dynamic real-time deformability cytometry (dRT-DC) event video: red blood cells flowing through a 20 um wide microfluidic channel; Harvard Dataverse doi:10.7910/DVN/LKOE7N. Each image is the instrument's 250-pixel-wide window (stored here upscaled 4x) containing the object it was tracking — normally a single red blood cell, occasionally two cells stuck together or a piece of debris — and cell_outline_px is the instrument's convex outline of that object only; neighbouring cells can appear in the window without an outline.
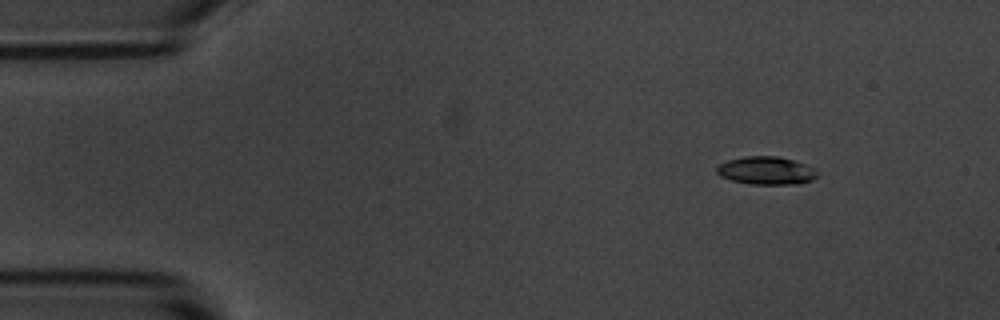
{"species": "common noctule bat (a hibernating species)", "species_latin": "Nyctalus noctula", "temperature_condition": "room temperature", "stored_images_in_passage": 9, "camera_frame_rate_fps": 3000, "um_per_image_px": 0.085, "animal": {"sex": "male", "body_mass_g": 20.1, "forearm_length_mm": 53.5}, "frame": {"image": 1, "passage_image": 1, "time_ms": 0.0, "image_size_px": [1000, 320], "cell_outline_px": [[816, 176], [812, 180], [796, 184], [752, 184], [732, 180], [720, 176], [716, 172], [716, 168], [720, 164], [728, 160], [744, 156], [776, 156], [792, 160], [816, 168]], "centroid_in_image_um": [65.12, 14.5], "position_along_channel_um": 19.9, "area_um2": 16.24}}
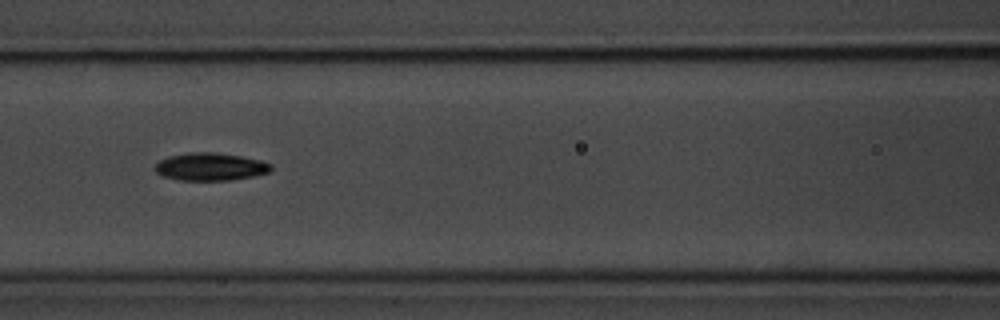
{"frame": {"image": 2, "passage_image": 6, "time_ms": 5.667, "image_size_px": [1000, 320], "cell_outline_px": [[272, 168], [268, 172], [252, 176], [232, 180], [180, 180], [164, 176], [156, 172], [152, 168], [160, 160], [168, 156], [188, 152], [216, 152], [240, 156], [260, 160], [272, 164]], "centroid_in_image_um": [17.85, 14.16], "position_along_channel_um": 148.7, "area_um2": 18.73}}
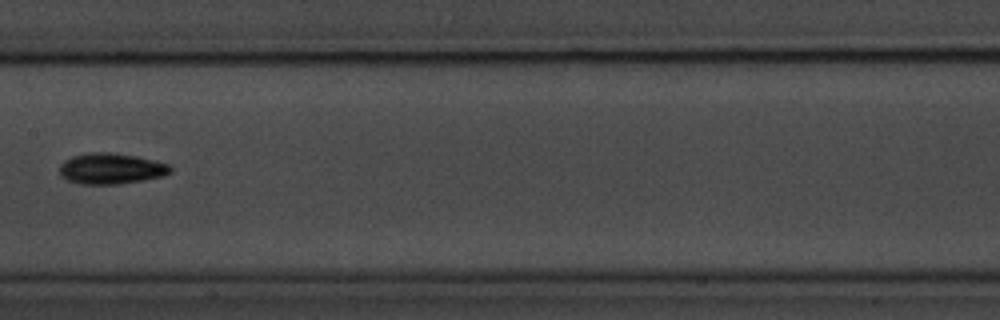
{"frame": {"image": 3, "passage_image": 7, "time_ms": 7.0, "image_size_px": [1000, 320], "cell_outline_px": [[172, 172], [164, 176], [144, 180], [116, 184], [80, 184], [68, 180], [60, 176], [60, 164], [64, 160], [72, 156], [88, 152], [112, 152], [136, 156], [156, 160], [168, 164], [172, 168]], "centroid_in_image_um": [9.45, 14.32], "position_along_channel_um": 198.0, "area_um2": 20.17}}